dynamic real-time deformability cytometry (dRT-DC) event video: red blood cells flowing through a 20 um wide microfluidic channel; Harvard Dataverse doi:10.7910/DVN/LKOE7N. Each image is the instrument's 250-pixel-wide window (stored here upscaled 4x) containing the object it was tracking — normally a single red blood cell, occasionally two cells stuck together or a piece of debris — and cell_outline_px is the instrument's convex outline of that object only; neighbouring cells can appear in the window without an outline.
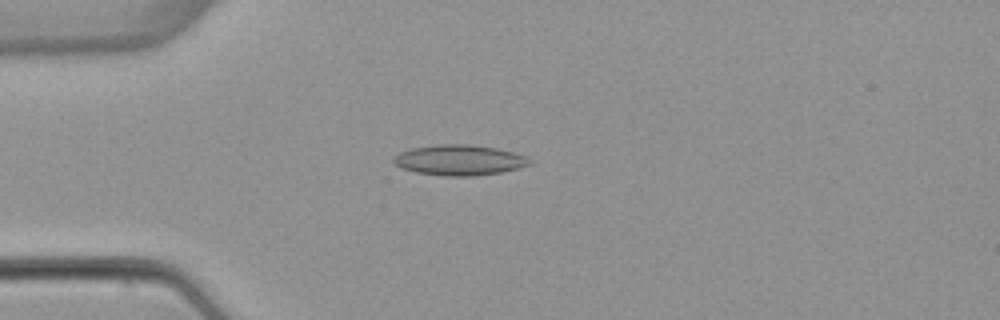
{"species": "common noctule bat (a hibernating species)", "species_latin": "Nyctalus noctula", "temperature_condition": "warm", "stored_images_in_passage": 50, "camera_frame_rate_fps": 3000, "um_per_image_px": 0.085, "animal": {"sex": "female", "body_mass_g": 22.7, "forearm_length_mm": 54.2}, "frame": {"image": 1, "passage_image": 12, "time_ms": 3.667, "image_size_px": [1000, 320], "cell_outline_px": [[528, 164], [516, 168], [500, 172], [472, 176], [444, 176], [416, 172], [400, 168], [392, 160], [392, 156], [400, 152], [412, 148], [440, 144], [468, 144], [496, 148], [512, 152], [524, 156], [528, 160]], "centroid_in_image_um": [38.95, 13.6], "position_along_channel_um": 46.1, "area_um2": 23.81}}
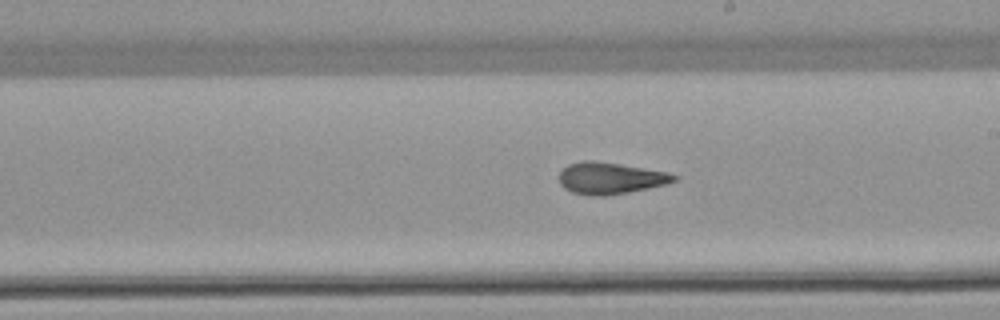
{"frame": {"image": 2, "passage_image": 28, "time_ms": 9.0, "image_size_px": [1000, 320], "cell_outline_px": [[680, 176], [676, 180], [664, 184], [648, 188], [628, 192], [604, 196], [596, 196], [572, 192], [564, 188], [560, 184], [560, 172], [568, 164], [580, 160], [596, 160], [668, 172]], "centroid_in_image_um": [51.87, 15.13], "position_along_channel_um": 237.1, "area_um2": 21.15}}
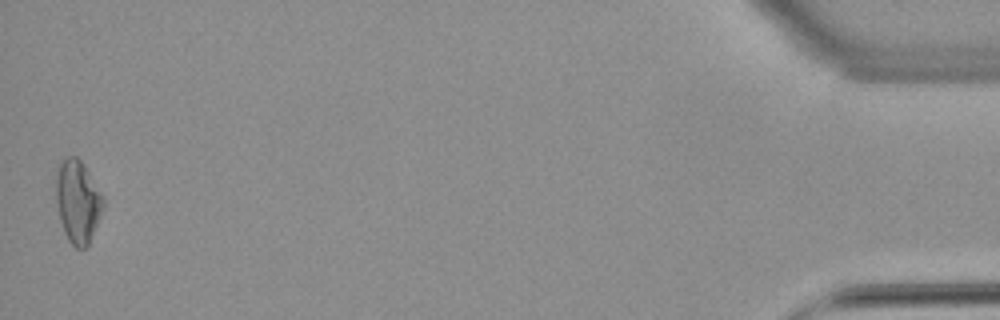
{"frame": {"image": 3, "passage_image": 50, "time_ms": 16.333, "image_size_px": [1000, 320], "cell_outline_px": [[104, 204], [88, 244], [84, 248], [76, 248], [68, 240], [64, 232], [60, 220], [56, 200], [56, 172], [60, 160], [68, 156], [76, 156], [80, 160], [88, 172], [104, 200]], "centroid_in_image_um": [6.56, 17.1], "position_along_channel_um": 428.6, "area_um2": 22.25}, "authors_computed_cell_mechanics": {"area_um2": 21.4149, "velocity_mm_per_s": 3.9093, "shape_relaxation_time_tau1_ms": null, "shape_relaxation_time_tau2_ms": 2.4033, "deformation_change_tau1": null, "deformation_change_tau2": 0.0966}}